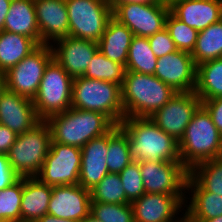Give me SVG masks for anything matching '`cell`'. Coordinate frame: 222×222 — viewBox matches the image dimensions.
<instances>
[{
    "label": "cell",
    "mask_w": 222,
    "mask_h": 222,
    "mask_svg": "<svg viewBox=\"0 0 222 222\" xmlns=\"http://www.w3.org/2000/svg\"><path fill=\"white\" fill-rule=\"evenodd\" d=\"M119 126L128 135L133 161L181 162L178 141L160 129L148 117H126Z\"/></svg>",
    "instance_id": "6da1fadb"
},
{
    "label": "cell",
    "mask_w": 222,
    "mask_h": 222,
    "mask_svg": "<svg viewBox=\"0 0 222 222\" xmlns=\"http://www.w3.org/2000/svg\"><path fill=\"white\" fill-rule=\"evenodd\" d=\"M46 122L51 130V142L80 149L91 139L107 134L116 126L105 114L72 107L50 116Z\"/></svg>",
    "instance_id": "7a4b0ae2"
},
{
    "label": "cell",
    "mask_w": 222,
    "mask_h": 222,
    "mask_svg": "<svg viewBox=\"0 0 222 222\" xmlns=\"http://www.w3.org/2000/svg\"><path fill=\"white\" fill-rule=\"evenodd\" d=\"M124 118L150 117L177 92L150 74L126 71L121 86Z\"/></svg>",
    "instance_id": "3957f363"
},
{
    "label": "cell",
    "mask_w": 222,
    "mask_h": 222,
    "mask_svg": "<svg viewBox=\"0 0 222 222\" xmlns=\"http://www.w3.org/2000/svg\"><path fill=\"white\" fill-rule=\"evenodd\" d=\"M182 164L190 171L198 163L221 157V133L201 105L178 142Z\"/></svg>",
    "instance_id": "277c9868"
},
{
    "label": "cell",
    "mask_w": 222,
    "mask_h": 222,
    "mask_svg": "<svg viewBox=\"0 0 222 222\" xmlns=\"http://www.w3.org/2000/svg\"><path fill=\"white\" fill-rule=\"evenodd\" d=\"M71 107L105 114L119 125L124 119L121 85L84 76L73 78Z\"/></svg>",
    "instance_id": "5b68a950"
},
{
    "label": "cell",
    "mask_w": 222,
    "mask_h": 222,
    "mask_svg": "<svg viewBox=\"0 0 222 222\" xmlns=\"http://www.w3.org/2000/svg\"><path fill=\"white\" fill-rule=\"evenodd\" d=\"M51 140L50 127L43 120L31 130L17 135L7 156L12 168L21 178L38 175L47 157Z\"/></svg>",
    "instance_id": "8992f818"
},
{
    "label": "cell",
    "mask_w": 222,
    "mask_h": 222,
    "mask_svg": "<svg viewBox=\"0 0 222 222\" xmlns=\"http://www.w3.org/2000/svg\"><path fill=\"white\" fill-rule=\"evenodd\" d=\"M73 78L52 59L45 68L37 95L33 98L35 111L40 120L71 108Z\"/></svg>",
    "instance_id": "52a82bcc"
},
{
    "label": "cell",
    "mask_w": 222,
    "mask_h": 222,
    "mask_svg": "<svg viewBox=\"0 0 222 222\" xmlns=\"http://www.w3.org/2000/svg\"><path fill=\"white\" fill-rule=\"evenodd\" d=\"M69 19V36L98 43L113 9L108 0H65Z\"/></svg>",
    "instance_id": "ba28073f"
},
{
    "label": "cell",
    "mask_w": 222,
    "mask_h": 222,
    "mask_svg": "<svg viewBox=\"0 0 222 222\" xmlns=\"http://www.w3.org/2000/svg\"><path fill=\"white\" fill-rule=\"evenodd\" d=\"M113 17L126 25L135 36L150 37L166 27L170 12L168 0L156 3L111 4Z\"/></svg>",
    "instance_id": "9c48e42d"
},
{
    "label": "cell",
    "mask_w": 222,
    "mask_h": 222,
    "mask_svg": "<svg viewBox=\"0 0 222 222\" xmlns=\"http://www.w3.org/2000/svg\"><path fill=\"white\" fill-rule=\"evenodd\" d=\"M81 149L51 142L47 157L36 178L49 186L79 184Z\"/></svg>",
    "instance_id": "30bf717a"
},
{
    "label": "cell",
    "mask_w": 222,
    "mask_h": 222,
    "mask_svg": "<svg viewBox=\"0 0 222 222\" xmlns=\"http://www.w3.org/2000/svg\"><path fill=\"white\" fill-rule=\"evenodd\" d=\"M52 59L51 45H40L5 73L6 89L33 100L45 68Z\"/></svg>",
    "instance_id": "8fae6325"
},
{
    "label": "cell",
    "mask_w": 222,
    "mask_h": 222,
    "mask_svg": "<svg viewBox=\"0 0 222 222\" xmlns=\"http://www.w3.org/2000/svg\"><path fill=\"white\" fill-rule=\"evenodd\" d=\"M139 166L145 193L186 195L189 170L182 162L140 161Z\"/></svg>",
    "instance_id": "7c38bea8"
},
{
    "label": "cell",
    "mask_w": 222,
    "mask_h": 222,
    "mask_svg": "<svg viewBox=\"0 0 222 222\" xmlns=\"http://www.w3.org/2000/svg\"><path fill=\"white\" fill-rule=\"evenodd\" d=\"M201 105L202 102L195 92H177L149 118L179 142L187 125Z\"/></svg>",
    "instance_id": "4fadbf2b"
},
{
    "label": "cell",
    "mask_w": 222,
    "mask_h": 222,
    "mask_svg": "<svg viewBox=\"0 0 222 222\" xmlns=\"http://www.w3.org/2000/svg\"><path fill=\"white\" fill-rule=\"evenodd\" d=\"M196 73L191 53L177 50L158 58L154 76L176 92H194Z\"/></svg>",
    "instance_id": "5bb4252c"
},
{
    "label": "cell",
    "mask_w": 222,
    "mask_h": 222,
    "mask_svg": "<svg viewBox=\"0 0 222 222\" xmlns=\"http://www.w3.org/2000/svg\"><path fill=\"white\" fill-rule=\"evenodd\" d=\"M185 197V195L144 193L130 203L134 222L176 221L179 213L185 211Z\"/></svg>",
    "instance_id": "9a60e30c"
},
{
    "label": "cell",
    "mask_w": 222,
    "mask_h": 222,
    "mask_svg": "<svg viewBox=\"0 0 222 222\" xmlns=\"http://www.w3.org/2000/svg\"><path fill=\"white\" fill-rule=\"evenodd\" d=\"M53 59L72 77L83 76L94 54L99 50L98 43L67 36L51 44Z\"/></svg>",
    "instance_id": "2e32d148"
},
{
    "label": "cell",
    "mask_w": 222,
    "mask_h": 222,
    "mask_svg": "<svg viewBox=\"0 0 222 222\" xmlns=\"http://www.w3.org/2000/svg\"><path fill=\"white\" fill-rule=\"evenodd\" d=\"M90 211V190L79 184L53 186L47 214L80 222Z\"/></svg>",
    "instance_id": "e0dca14e"
},
{
    "label": "cell",
    "mask_w": 222,
    "mask_h": 222,
    "mask_svg": "<svg viewBox=\"0 0 222 222\" xmlns=\"http://www.w3.org/2000/svg\"><path fill=\"white\" fill-rule=\"evenodd\" d=\"M41 120L33 100L5 89L0 95V124L17 135L31 130Z\"/></svg>",
    "instance_id": "ac0fdd59"
},
{
    "label": "cell",
    "mask_w": 222,
    "mask_h": 222,
    "mask_svg": "<svg viewBox=\"0 0 222 222\" xmlns=\"http://www.w3.org/2000/svg\"><path fill=\"white\" fill-rule=\"evenodd\" d=\"M40 45H51L69 36V19L65 0H34Z\"/></svg>",
    "instance_id": "d6986e66"
},
{
    "label": "cell",
    "mask_w": 222,
    "mask_h": 222,
    "mask_svg": "<svg viewBox=\"0 0 222 222\" xmlns=\"http://www.w3.org/2000/svg\"><path fill=\"white\" fill-rule=\"evenodd\" d=\"M170 12L198 32L222 19V0H168Z\"/></svg>",
    "instance_id": "ffe728a7"
},
{
    "label": "cell",
    "mask_w": 222,
    "mask_h": 222,
    "mask_svg": "<svg viewBox=\"0 0 222 222\" xmlns=\"http://www.w3.org/2000/svg\"><path fill=\"white\" fill-rule=\"evenodd\" d=\"M108 133L91 139L81 148L79 185L92 190L108 173Z\"/></svg>",
    "instance_id": "44dd1931"
},
{
    "label": "cell",
    "mask_w": 222,
    "mask_h": 222,
    "mask_svg": "<svg viewBox=\"0 0 222 222\" xmlns=\"http://www.w3.org/2000/svg\"><path fill=\"white\" fill-rule=\"evenodd\" d=\"M185 193L188 194L184 203L187 222H202L222 215V196L206 191L190 174Z\"/></svg>",
    "instance_id": "7402d4cb"
},
{
    "label": "cell",
    "mask_w": 222,
    "mask_h": 222,
    "mask_svg": "<svg viewBox=\"0 0 222 222\" xmlns=\"http://www.w3.org/2000/svg\"><path fill=\"white\" fill-rule=\"evenodd\" d=\"M53 187L36 177L23 178L21 222H36L47 214Z\"/></svg>",
    "instance_id": "603a6c76"
},
{
    "label": "cell",
    "mask_w": 222,
    "mask_h": 222,
    "mask_svg": "<svg viewBox=\"0 0 222 222\" xmlns=\"http://www.w3.org/2000/svg\"><path fill=\"white\" fill-rule=\"evenodd\" d=\"M133 32L112 17L98 41L99 51L108 59L126 66Z\"/></svg>",
    "instance_id": "cb8c5ba5"
},
{
    "label": "cell",
    "mask_w": 222,
    "mask_h": 222,
    "mask_svg": "<svg viewBox=\"0 0 222 222\" xmlns=\"http://www.w3.org/2000/svg\"><path fill=\"white\" fill-rule=\"evenodd\" d=\"M34 39L40 45V31L34 0H12L4 30Z\"/></svg>",
    "instance_id": "d4e9b609"
},
{
    "label": "cell",
    "mask_w": 222,
    "mask_h": 222,
    "mask_svg": "<svg viewBox=\"0 0 222 222\" xmlns=\"http://www.w3.org/2000/svg\"><path fill=\"white\" fill-rule=\"evenodd\" d=\"M40 45L32 38L8 31L0 32V72L6 73Z\"/></svg>",
    "instance_id": "484cf974"
},
{
    "label": "cell",
    "mask_w": 222,
    "mask_h": 222,
    "mask_svg": "<svg viewBox=\"0 0 222 222\" xmlns=\"http://www.w3.org/2000/svg\"><path fill=\"white\" fill-rule=\"evenodd\" d=\"M194 92L201 102L222 97V58L197 65Z\"/></svg>",
    "instance_id": "4316f807"
},
{
    "label": "cell",
    "mask_w": 222,
    "mask_h": 222,
    "mask_svg": "<svg viewBox=\"0 0 222 222\" xmlns=\"http://www.w3.org/2000/svg\"><path fill=\"white\" fill-rule=\"evenodd\" d=\"M191 56L196 66L209 60L222 58V19L198 32Z\"/></svg>",
    "instance_id": "83f0119b"
},
{
    "label": "cell",
    "mask_w": 222,
    "mask_h": 222,
    "mask_svg": "<svg viewBox=\"0 0 222 222\" xmlns=\"http://www.w3.org/2000/svg\"><path fill=\"white\" fill-rule=\"evenodd\" d=\"M157 60L148 38L134 35L129 47L126 71L154 75Z\"/></svg>",
    "instance_id": "f1b7e54d"
},
{
    "label": "cell",
    "mask_w": 222,
    "mask_h": 222,
    "mask_svg": "<svg viewBox=\"0 0 222 222\" xmlns=\"http://www.w3.org/2000/svg\"><path fill=\"white\" fill-rule=\"evenodd\" d=\"M133 162L128 147V135L116 125L108 132L107 167L109 173L119 174L127 165Z\"/></svg>",
    "instance_id": "f546056e"
},
{
    "label": "cell",
    "mask_w": 222,
    "mask_h": 222,
    "mask_svg": "<svg viewBox=\"0 0 222 222\" xmlns=\"http://www.w3.org/2000/svg\"><path fill=\"white\" fill-rule=\"evenodd\" d=\"M125 72L126 69L124 65L108 59L98 50L94 54L83 76L89 79L108 81L122 86Z\"/></svg>",
    "instance_id": "4dcf8cb0"
},
{
    "label": "cell",
    "mask_w": 222,
    "mask_h": 222,
    "mask_svg": "<svg viewBox=\"0 0 222 222\" xmlns=\"http://www.w3.org/2000/svg\"><path fill=\"white\" fill-rule=\"evenodd\" d=\"M189 174L206 191L222 196V157L198 163Z\"/></svg>",
    "instance_id": "1f68e13d"
},
{
    "label": "cell",
    "mask_w": 222,
    "mask_h": 222,
    "mask_svg": "<svg viewBox=\"0 0 222 222\" xmlns=\"http://www.w3.org/2000/svg\"><path fill=\"white\" fill-rule=\"evenodd\" d=\"M91 202L126 204L131 203L126 198L124 186L119 174L108 173L92 190Z\"/></svg>",
    "instance_id": "d6a6232c"
},
{
    "label": "cell",
    "mask_w": 222,
    "mask_h": 222,
    "mask_svg": "<svg viewBox=\"0 0 222 222\" xmlns=\"http://www.w3.org/2000/svg\"><path fill=\"white\" fill-rule=\"evenodd\" d=\"M23 178L0 190V222H21Z\"/></svg>",
    "instance_id": "836d02e7"
},
{
    "label": "cell",
    "mask_w": 222,
    "mask_h": 222,
    "mask_svg": "<svg viewBox=\"0 0 222 222\" xmlns=\"http://www.w3.org/2000/svg\"><path fill=\"white\" fill-rule=\"evenodd\" d=\"M175 43L177 50L192 53L195 48L198 31L176 18L169 12L165 27Z\"/></svg>",
    "instance_id": "e575fe53"
},
{
    "label": "cell",
    "mask_w": 222,
    "mask_h": 222,
    "mask_svg": "<svg viewBox=\"0 0 222 222\" xmlns=\"http://www.w3.org/2000/svg\"><path fill=\"white\" fill-rule=\"evenodd\" d=\"M90 213L102 222H134L133 209L130 203L91 202Z\"/></svg>",
    "instance_id": "d590c367"
},
{
    "label": "cell",
    "mask_w": 222,
    "mask_h": 222,
    "mask_svg": "<svg viewBox=\"0 0 222 222\" xmlns=\"http://www.w3.org/2000/svg\"><path fill=\"white\" fill-rule=\"evenodd\" d=\"M126 198L133 202L144 193L143 181L140 172L139 162L133 161L119 173Z\"/></svg>",
    "instance_id": "8d00e7d4"
},
{
    "label": "cell",
    "mask_w": 222,
    "mask_h": 222,
    "mask_svg": "<svg viewBox=\"0 0 222 222\" xmlns=\"http://www.w3.org/2000/svg\"><path fill=\"white\" fill-rule=\"evenodd\" d=\"M148 41L157 58L177 51L175 43L166 28L148 37Z\"/></svg>",
    "instance_id": "74e56055"
},
{
    "label": "cell",
    "mask_w": 222,
    "mask_h": 222,
    "mask_svg": "<svg viewBox=\"0 0 222 222\" xmlns=\"http://www.w3.org/2000/svg\"><path fill=\"white\" fill-rule=\"evenodd\" d=\"M20 178L12 168L7 154H0V190L13 185Z\"/></svg>",
    "instance_id": "f35d334b"
},
{
    "label": "cell",
    "mask_w": 222,
    "mask_h": 222,
    "mask_svg": "<svg viewBox=\"0 0 222 222\" xmlns=\"http://www.w3.org/2000/svg\"><path fill=\"white\" fill-rule=\"evenodd\" d=\"M202 105L210 113L214 125L217 127L218 131L222 134V97L215 99L204 100Z\"/></svg>",
    "instance_id": "ab89813d"
},
{
    "label": "cell",
    "mask_w": 222,
    "mask_h": 222,
    "mask_svg": "<svg viewBox=\"0 0 222 222\" xmlns=\"http://www.w3.org/2000/svg\"><path fill=\"white\" fill-rule=\"evenodd\" d=\"M16 138L17 134L14 131L0 124V154H7Z\"/></svg>",
    "instance_id": "60d3db41"
},
{
    "label": "cell",
    "mask_w": 222,
    "mask_h": 222,
    "mask_svg": "<svg viewBox=\"0 0 222 222\" xmlns=\"http://www.w3.org/2000/svg\"><path fill=\"white\" fill-rule=\"evenodd\" d=\"M12 0H0V32L4 30L5 17L8 14Z\"/></svg>",
    "instance_id": "b9f144b4"
},
{
    "label": "cell",
    "mask_w": 222,
    "mask_h": 222,
    "mask_svg": "<svg viewBox=\"0 0 222 222\" xmlns=\"http://www.w3.org/2000/svg\"><path fill=\"white\" fill-rule=\"evenodd\" d=\"M36 222H79V221L63 219L49 214H45L44 216L39 218Z\"/></svg>",
    "instance_id": "7bdbcfd3"
},
{
    "label": "cell",
    "mask_w": 222,
    "mask_h": 222,
    "mask_svg": "<svg viewBox=\"0 0 222 222\" xmlns=\"http://www.w3.org/2000/svg\"><path fill=\"white\" fill-rule=\"evenodd\" d=\"M110 4H122V3H143V4H150L156 3L160 0H108Z\"/></svg>",
    "instance_id": "ee69618b"
},
{
    "label": "cell",
    "mask_w": 222,
    "mask_h": 222,
    "mask_svg": "<svg viewBox=\"0 0 222 222\" xmlns=\"http://www.w3.org/2000/svg\"><path fill=\"white\" fill-rule=\"evenodd\" d=\"M6 89L5 73L0 72V95Z\"/></svg>",
    "instance_id": "f6af8a7d"
},
{
    "label": "cell",
    "mask_w": 222,
    "mask_h": 222,
    "mask_svg": "<svg viewBox=\"0 0 222 222\" xmlns=\"http://www.w3.org/2000/svg\"><path fill=\"white\" fill-rule=\"evenodd\" d=\"M80 222H102V221H100L94 215L90 213L87 217L83 218Z\"/></svg>",
    "instance_id": "bcb514c9"
},
{
    "label": "cell",
    "mask_w": 222,
    "mask_h": 222,
    "mask_svg": "<svg viewBox=\"0 0 222 222\" xmlns=\"http://www.w3.org/2000/svg\"><path fill=\"white\" fill-rule=\"evenodd\" d=\"M202 222H222V215L218 216V217H215L213 219L204 220Z\"/></svg>",
    "instance_id": "7dc6e473"
},
{
    "label": "cell",
    "mask_w": 222,
    "mask_h": 222,
    "mask_svg": "<svg viewBox=\"0 0 222 222\" xmlns=\"http://www.w3.org/2000/svg\"><path fill=\"white\" fill-rule=\"evenodd\" d=\"M169 222H186L185 212L182 214L180 213V217L176 221H169Z\"/></svg>",
    "instance_id": "c3c4849f"
},
{
    "label": "cell",
    "mask_w": 222,
    "mask_h": 222,
    "mask_svg": "<svg viewBox=\"0 0 222 222\" xmlns=\"http://www.w3.org/2000/svg\"><path fill=\"white\" fill-rule=\"evenodd\" d=\"M221 157H222V134H221Z\"/></svg>",
    "instance_id": "681fc988"
}]
</instances>
